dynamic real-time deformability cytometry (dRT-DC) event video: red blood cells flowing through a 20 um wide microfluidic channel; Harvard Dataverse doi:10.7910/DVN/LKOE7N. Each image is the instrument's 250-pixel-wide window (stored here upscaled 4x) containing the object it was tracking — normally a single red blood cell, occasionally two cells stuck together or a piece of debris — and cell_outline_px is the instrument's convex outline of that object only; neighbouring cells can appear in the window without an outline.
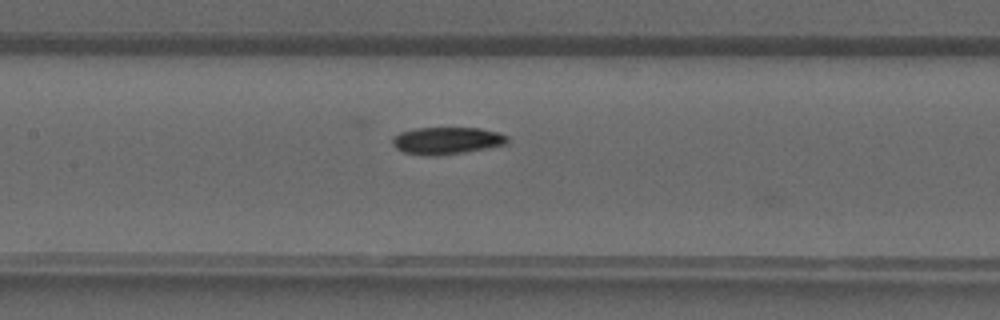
{"species": "common noctule bat (a hibernating species)", "species_latin": "Nyctalus noctula", "temperature_condition": "warm", "stored_images_in_passage": 41, "camera_frame_rate_fps": 3000, "um_per_image_px": 0.085, "animal": {"sex": "male", "forearm_length_mm": 52.5}, "frame": {"image": 1, "passage_image": 19, "time_ms": 6.0, "image_size_px": [1000, 320], "cell_outline_px": [[508, 140], [504, 144], [464, 152], [436, 156], [432, 156], [404, 152], [396, 148], [392, 144], [392, 140], [400, 132], [416, 128], [480, 128], [496, 132], [508, 136]], "centroid_in_image_um": [37.95, 11.95], "position_along_channel_um": 169.5, "area_um2": 17.86}}
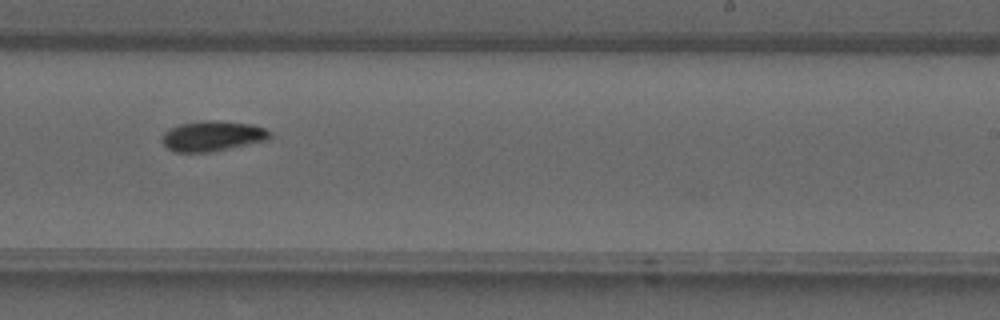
{"frame": {"image": 2, "passage_image": 25, "time_ms": 8.0, "image_size_px": [1000, 320], "cell_outline_px": [[272, 136], [268, 140], [208, 152], [176, 152], [168, 148], [160, 140], [164, 132], [180, 124], [204, 120], [212, 120], [252, 124], [264, 128], [272, 132]], "centroid_in_image_um": [18.07, 11.56], "position_along_channel_um": 270.9, "area_um2": 18.9}}
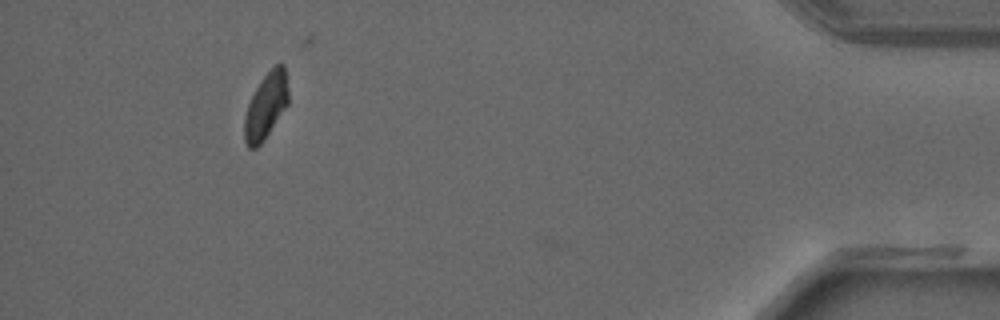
{"frame": {"image": 3, "passage_image": 37, "time_ms": 12.0, "image_size_px": [1000, 320], "cell_outline_px": [[288, 104], [264, 140], [256, 148], [248, 148], [244, 140], [244, 116], [248, 104], [260, 80], [276, 64], [284, 64], [288, 92]], "centroid_in_image_um": [22.59, 9.03], "position_along_channel_um": 412.6, "area_um2": 16.76}}